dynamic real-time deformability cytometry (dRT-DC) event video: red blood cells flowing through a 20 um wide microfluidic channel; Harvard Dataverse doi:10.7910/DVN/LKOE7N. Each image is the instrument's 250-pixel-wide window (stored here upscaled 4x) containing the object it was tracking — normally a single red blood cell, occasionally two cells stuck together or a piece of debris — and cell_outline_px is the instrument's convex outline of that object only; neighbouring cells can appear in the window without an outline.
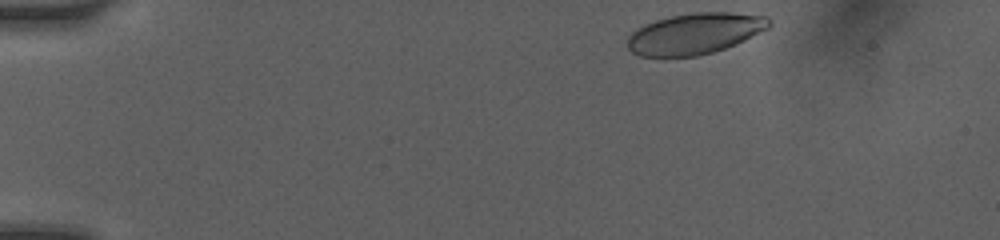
{"species": "human", "species_latin": "Homo sapiens", "temperature_condition": "room temperature", "stored_images_in_passage": 20, "camera_frame_rate_fps": 3000, "um_per_image_px": 0.085, "donor": {"sex": "female"}, "frame": {"image": 1, "passage_image": 1, "time_ms": 0.0, "image_size_px": [1000, 240], "cell_outline_px": [[772, 24], [768, 28], [744, 40], [724, 48], [712, 52], [696, 56], [640, 56], [632, 52], [628, 48], [628, 36], [636, 28], [644, 24], [656, 20], [672, 16], [692, 12], [732, 12], [768, 16], [772, 20]], "centroid_in_image_um": [59.07, 2.84], "position_along_channel_um": 25.9, "area_um2": 33.81}}
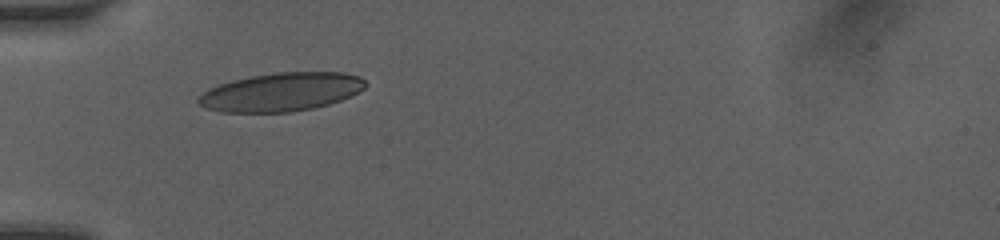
{"frame": {"image": 2, "passage_image": 19, "time_ms": 3.0, "image_size_px": [1000, 240], "cell_outline_px": [[368, 84], [364, 88], [340, 100], [328, 104], [312, 108], [292, 112], [220, 112], [208, 108], [200, 104], [196, 100], [196, 96], [208, 88], [232, 80], [252, 76], [276, 72], [344, 72], [360, 76]], "centroid_in_image_um": [23.88, 7.81], "position_along_channel_um": 61.1, "area_um2": 37.45}}